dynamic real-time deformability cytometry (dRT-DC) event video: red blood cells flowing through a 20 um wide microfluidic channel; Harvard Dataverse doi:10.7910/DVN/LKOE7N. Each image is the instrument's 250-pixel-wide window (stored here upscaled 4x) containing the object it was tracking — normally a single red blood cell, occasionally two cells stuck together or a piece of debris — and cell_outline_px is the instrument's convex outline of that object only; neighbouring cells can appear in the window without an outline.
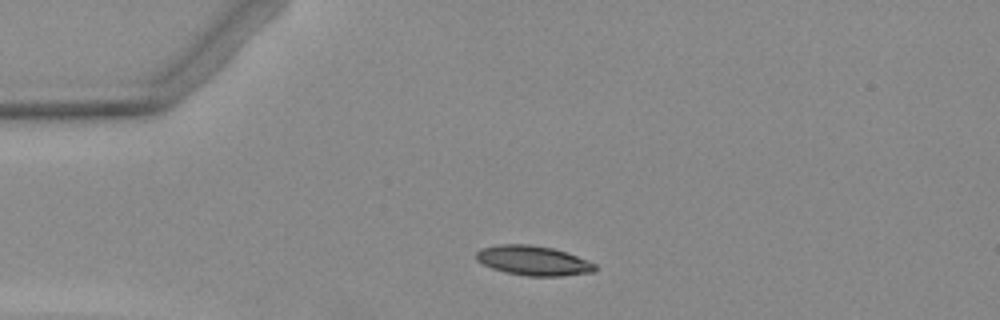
{"species": "Egyptian fruit bat (a non-hibernating species)", "species_latin": "Rousettus aegyptiacus", "temperature_condition": "warm", "stored_images_in_passage": 4, "camera_frame_rate_fps": 3000, "um_per_image_px": 0.085, "animal": {"sex": "female"}, "frame": {"image": 1, "passage_image": 2, "time_ms": 1.0, "image_size_px": [1000, 320], "cell_outline_px": [[596, 272], [560, 276], [528, 276], [504, 272], [492, 268], [476, 260], [476, 252], [480, 248], [500, 244], [528, 244], [552, 248], [576, 256], [596, 264]], "centroid_in_image_um": [45.31, 22.15], "position_along_channel_um": 39.7, "area_um2": 20.46}}
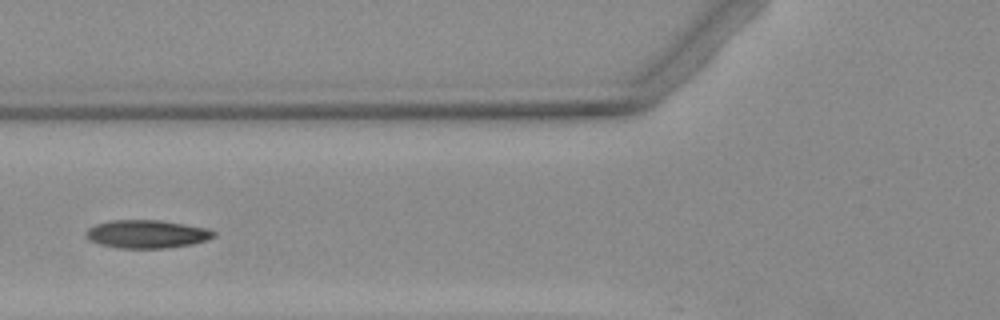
{"frame": {"image": 2, "passage_image": 4, "time_ms": 3.667, "image_size_px": [1000, 320], "cell_outline_px": [[216, 236], [208, 240], [192, 244], [168, 248], [116, 248], [100, 244], [88, 240], [84, 232], [88, 228], [96, 224], [112, 220], [160, 220], [208, 228], [216, 232]], "centroid_in_image_um": [12.49, 19.9], "position_along_channel_um": 113.3, "area_um2": 21.15}}